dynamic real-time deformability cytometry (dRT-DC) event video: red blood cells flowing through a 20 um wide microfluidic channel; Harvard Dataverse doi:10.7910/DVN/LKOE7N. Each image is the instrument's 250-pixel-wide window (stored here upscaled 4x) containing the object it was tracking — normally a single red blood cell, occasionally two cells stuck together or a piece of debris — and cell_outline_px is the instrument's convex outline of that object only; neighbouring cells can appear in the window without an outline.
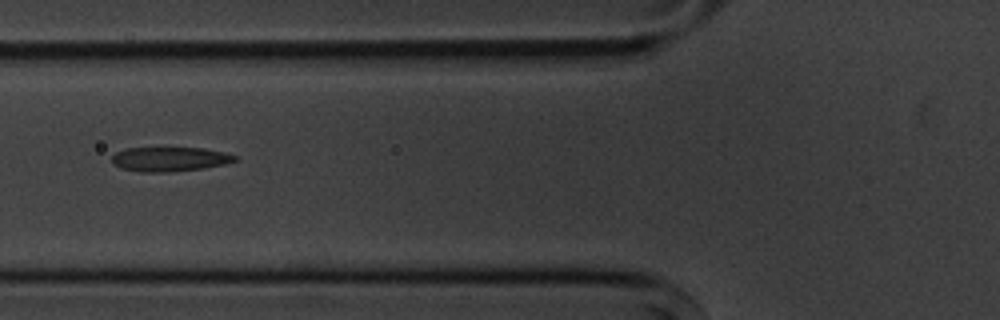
{"species": "common noctule bat (a hibernating species)", "species_latin": "Nyctalus noctula", "temperature_condition": "cold", "stored_images_in_passage": 8, "camera_frame_rate_fps": 3000, "um_per_image_px": 0.085, "animal": {"sex": "male", "body_mass_g": 20.1, "forearm_length_mm": 53.5}, "frame": {"image": 1, "passage_image": 6, "time_ms": 6.0, "image_size_px": [1000, 320], "cell_outline_px": [[236, 160], [224, 164], [200, 168], [168, 172], [140, 172], [120, 168], [112, 164], [112, 156], [116, 152], [128, 148], [204, 148], [224, 152], [236, 156]], "centroid_in_image_um": [14.37, 13.53], "position_along_channel_um": 111.4, "area_um2": 17.34}}
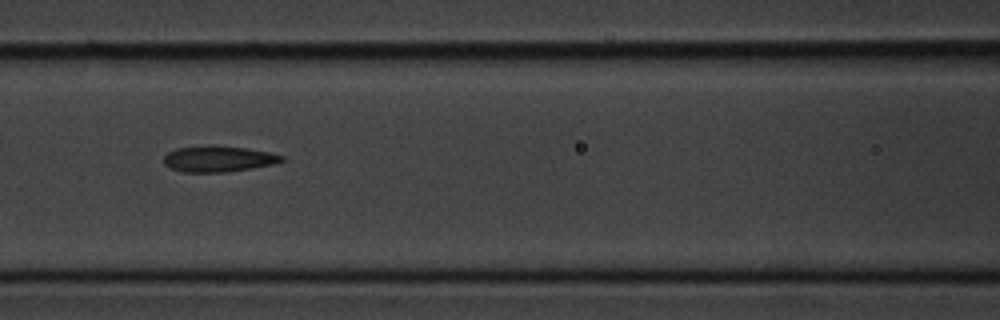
{"frame": {"image": 2, "passage_image": 7, "time_ms": 7.0, "image_size_px": [1000, 320], "cell_outline_px": [[284, 160], [276, 164], [228, 172], [180, 172], [164, 164], [164, 156], [168, 152], [176, 148], [208, 144], [248, 148], [268, 152], [284, 156]], "centroid_in_image_um": [18.56, 13.49], "position_along_channel_um": 148.0, "area_um2": 18.15}}
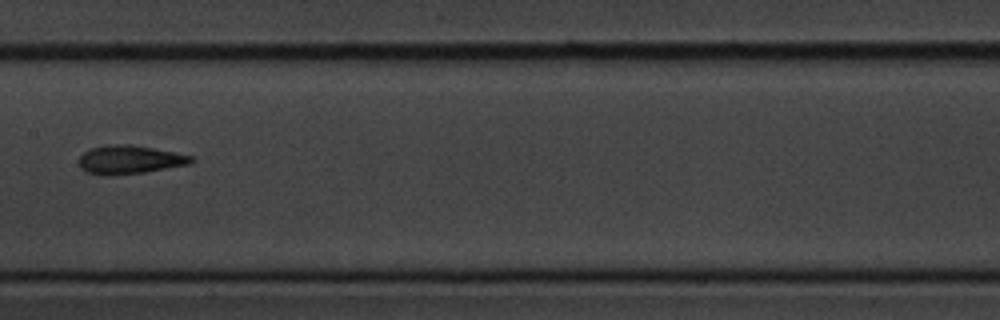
{"frame": {"image": 3, "passage_image": 8, "time_ms": 8.333, "image_size_px": [1000, 320], "cell_outline_px": [[196, 160], [192, 164], [144, 172], [112, 176], [100, 176], [84, 172], [80, 168], [80, 156], [84, 152], [92, 148], [108, 144], [132, 144], [176, 152], [196, 156]], "centroid_in_image_um": [11.06, 13.58], "position_along_channel_um": 196.3, "area_um2": 19.19}}